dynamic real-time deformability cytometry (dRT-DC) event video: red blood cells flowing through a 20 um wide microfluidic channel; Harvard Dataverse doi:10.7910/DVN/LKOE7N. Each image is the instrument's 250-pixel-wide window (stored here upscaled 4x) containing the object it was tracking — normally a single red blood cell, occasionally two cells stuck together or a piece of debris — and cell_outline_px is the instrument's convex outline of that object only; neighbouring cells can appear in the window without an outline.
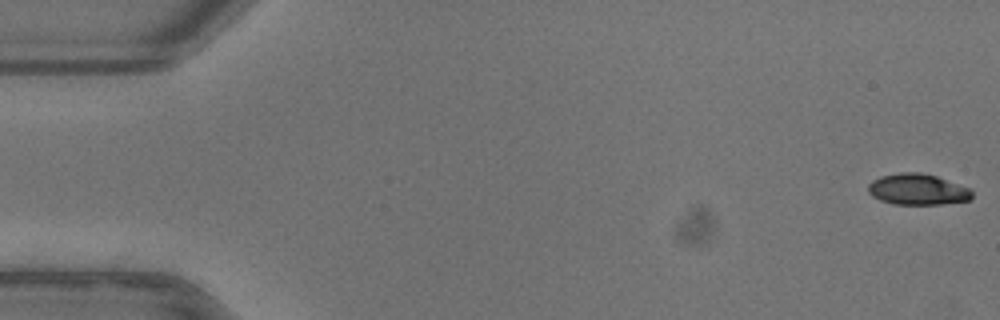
{"species": "common noctule bat (a hibernating species)", "species_latin": "Nyctalus noctula", "temperature_condition": "warm", "stored_images_in_passage": 13, "camera_frame_rate_fps": 3000, "um_per_image_px": 0.085, "animal": {"sex": "female"}, "frame": {"image": 1, "passage_image": 1, "time_ms": 0.0, "image_size_px": [1000, 320], "cell_outline_px": [[972, 196], [968, 200], [940, 204], [896, 204], [880, 200], [872, 196], [868, 192], [868, 184], [872, 180], [880, 176], [900, 172], [920, 172], [936, 176], [968, 188], [972, 192]], "centroid_in_image_um": [77.94, 16.09], "position_along_channel_um": 7.1, "area_um2": 18.61}}